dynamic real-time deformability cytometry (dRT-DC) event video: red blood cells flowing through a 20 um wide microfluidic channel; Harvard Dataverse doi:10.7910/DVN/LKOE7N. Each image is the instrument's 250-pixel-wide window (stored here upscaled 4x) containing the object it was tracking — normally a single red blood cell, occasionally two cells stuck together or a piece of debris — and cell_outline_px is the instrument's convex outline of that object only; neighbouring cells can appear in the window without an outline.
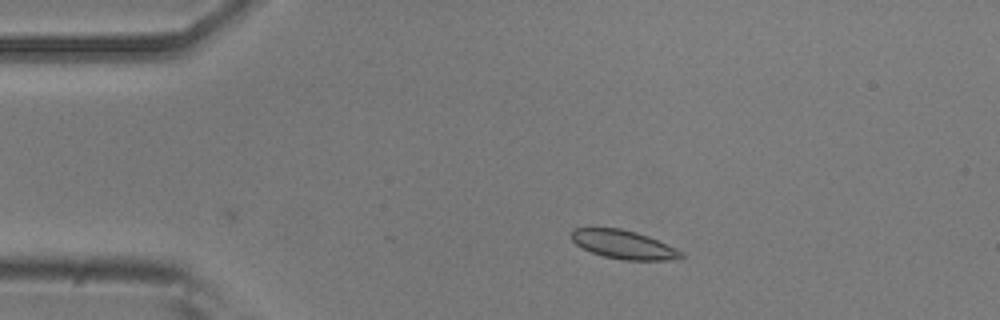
{"species": "common noctule bat (a hibernating species)", "species_latin": "Nyctalus noctula", "temperature_condition": "room temperature", "stored_images_in_passage": 23, "camera_frame_rate_fps": 3000, "um_per_image_px": 0.085, "animal": {"sex": "male", "body_mass_g": 20.5, "forearm_length_mm": 52.5}, "frame": {"image": 1, "passage_image": 1, "time_ms": 0.0, "image_size_px": [1000, 320], "cell_outline_px": [[684, 256], [680, 260], [624, 260], [604, 256], [592, 252], [576, 244], [572, 240], [572, 228], [620, 228], [636, 232], [648, 236], [676, 248], [684, 252]], "centroid_in_image_um": [53.06, 20.79], "position_along_channel_um": 31.9, "area_um2": 18.26}}
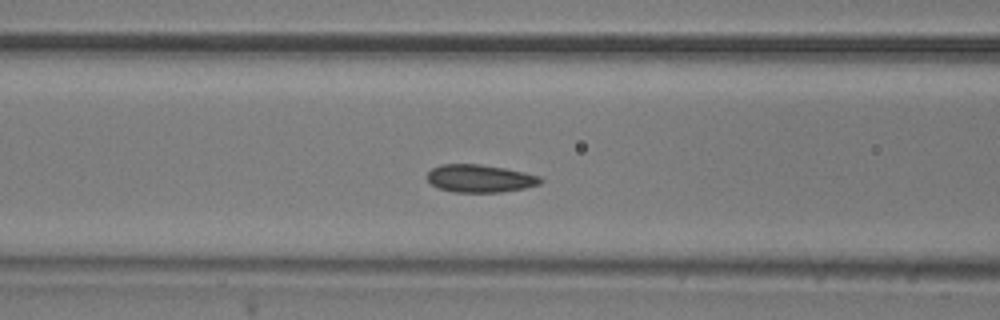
{"frame": {"image": 2, "passage_image": 12, "time_ms": 3.667, "image_size_px": [1000, 320], "cell_outline_px": [[544, 180], [540, 184], [524, 188], [500, 192], [452, 192], [440, 188], [432, 184], [428, 180], [428, 172], [432, 168], [440, 164], [480, 164], [504, 168], [524, 172], [540, 176]], "centroid_in_image_um": [40.81, 15.16], "position_along_channel_um": 125.8, "area_um2": 18.26}}
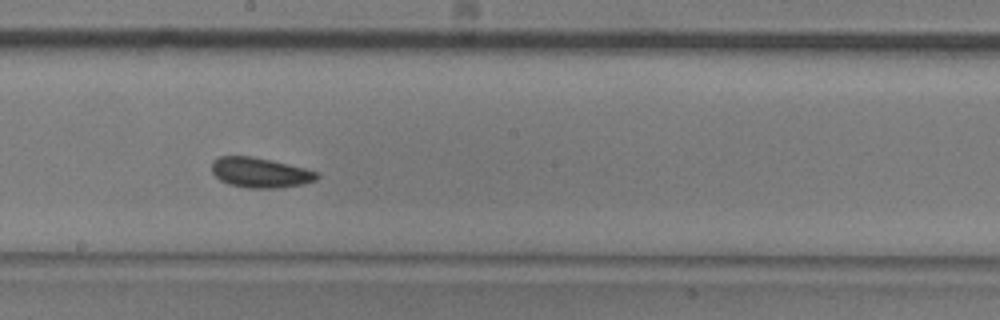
{"frame": {"image": 3, "passage_image": 20, "time_ms": 6.333, "image_size_px": [1000, 320], "cell_outline_px": [[320, 176], [316, 180], [304, 184], [280, 188], [248, 188], [228, 184], [220, 180], [212, 172], [212, 160], [220, 156], [252, 156], [272, 160], [320, 172]], "centroid_in_image_um": [22.13, 14.67], "position_along_channel_um": 226.1, "area_um2": 18.61}}